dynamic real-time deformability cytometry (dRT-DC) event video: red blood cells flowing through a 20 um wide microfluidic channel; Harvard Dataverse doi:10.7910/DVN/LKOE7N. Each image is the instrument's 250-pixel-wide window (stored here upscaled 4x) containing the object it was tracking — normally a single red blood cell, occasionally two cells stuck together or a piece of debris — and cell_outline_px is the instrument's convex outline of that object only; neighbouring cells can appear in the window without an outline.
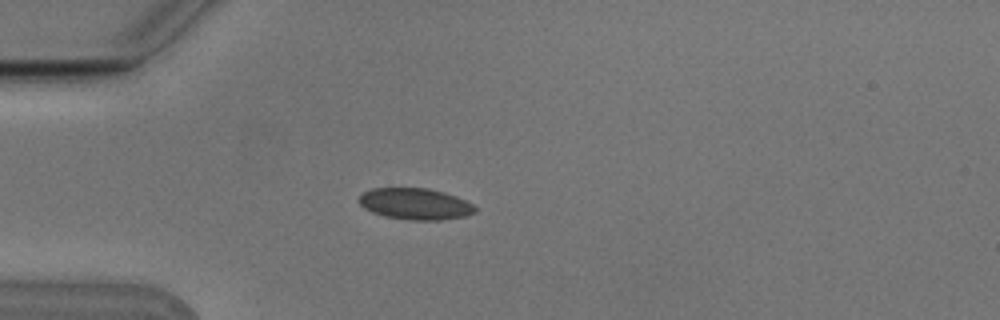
{"species": "Egyptian fruit bat (a non-hibernating species)", "species_latin": "Rousettus aegyptiacus", "temperature_condition": "cold", "stored_images_in_passage": 2, "camera_frame_rate_fps": 3000, "um_per_image_px": 0.085, "animal": {"sex": "male"}, "frame": {"image": 1, "passage_image": 1, "time_ms": 0.0, "image_size_px": [1000, 320], "cell_outline_px": [[476, 212], [468, 216], [440, 220], [408, 220], [384, 216], [372, 212], [364, 208], [360, 204], [360, 196], [364, 192], [372, 188], [428, 188], [444, 192], [456, 196], [472, 204], [476, 208]], "centroid_in_image_um": [35.32, 17.34], "position_along_channel_um": 49.7, "area_um2": 21.27}}